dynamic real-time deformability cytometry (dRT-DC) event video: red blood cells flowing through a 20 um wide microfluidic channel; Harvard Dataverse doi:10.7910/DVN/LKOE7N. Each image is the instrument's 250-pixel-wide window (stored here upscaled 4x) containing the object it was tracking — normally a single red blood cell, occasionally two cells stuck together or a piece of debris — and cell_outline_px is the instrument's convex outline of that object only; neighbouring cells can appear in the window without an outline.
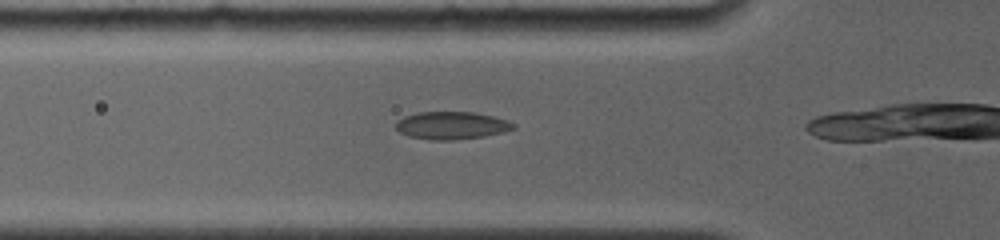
{"species": "common noctule bat (a hibernating species)", "species_latin": "Nyctalus noctula", "temperature_condition": "room temperature", "stored_images_in_passage": 5, "camera_frame_rate_fps": 4000, "um_per_image_px": 0.085, "animal": {"sex": "female", "body_mass_g": 19.0, "forearm_length_mm": 56.7}, "frame": {"image": 1, "passage_image": 3, "time_ms": 1.0, "image_size_px": [1000, 240], "cell_outline_px": [[516, 128], [504, 132], [484, 136], [452, 140], [432, 140], [408, 136], [400, 132], [396, 128], [396, 120], [404, 116], [420, 112], [472, 112], [492, 116], [508, 120], [516, 124]], "centroid_in_image_um": [38.39, 10.66], "position_along_channel_um": 87.4, "area_um2": 18.96}}